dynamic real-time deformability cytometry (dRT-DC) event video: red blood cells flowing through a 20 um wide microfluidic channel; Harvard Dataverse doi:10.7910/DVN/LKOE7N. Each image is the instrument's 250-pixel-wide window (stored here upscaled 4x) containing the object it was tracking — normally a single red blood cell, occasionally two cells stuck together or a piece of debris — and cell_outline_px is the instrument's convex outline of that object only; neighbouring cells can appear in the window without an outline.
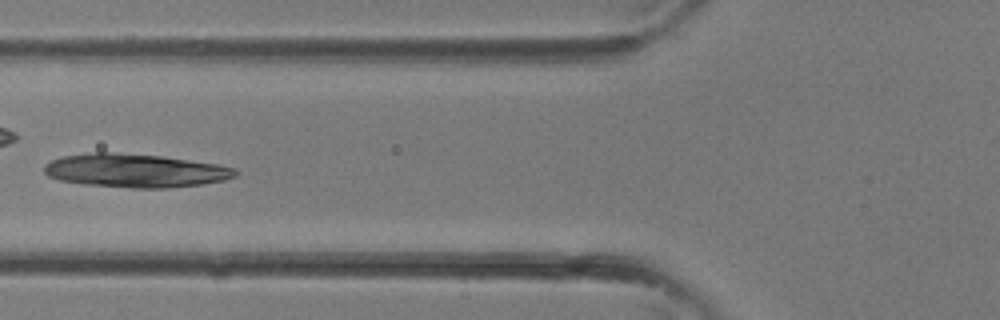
{"species": "common noctule bat (a hibernating species)", "species_latin": "Nyctalus noctula", "temperature_condition": "room temperature", "stored_images_in_passage": 12, "camera_frame_rate_fps": 3000, "um_per_image_px": 0.085, "animal": {"sex": "female"}, "frame": {"image": 1, "passage_image": 4, "time_ms": 1.0, "image_size_px": [1000, 320], "cell_outline_px": [[240, 172], [236, 176], [224, 180], [200, 184], [168, 188], [132, 188], [84, 184], [60, 180], [48, 176], [44, 172], [44, 164], [52, 160], [64, 156], [96, 152], [116, 152], [160, 156], [216, 164], [236, 168]], "centroid_in_image_um": [11.5, 14.5], "position_along_channel_um": 114.3, "area_um2": 37.22}}
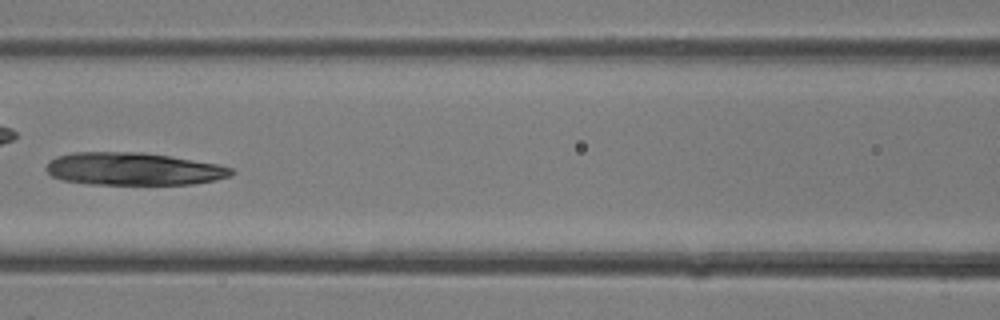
{"frame": {"image": 2, "passage_image": 6, "time_ms": 1.667, "image_size_px": [1000, 320], "cell_outline_px": [[236, 172], [232, 176], [216, 180], [192, 184], [88, 184], [60, 180], [52, 176], [44, 168], [56, 156], [72, 152], [144, 152], [172, 156], [220, 164], [232, 168]], "centroid_in_image_um": [11.38, 14.35], "position_along_channel_um": 155.2, "area_um2": 35.6}}
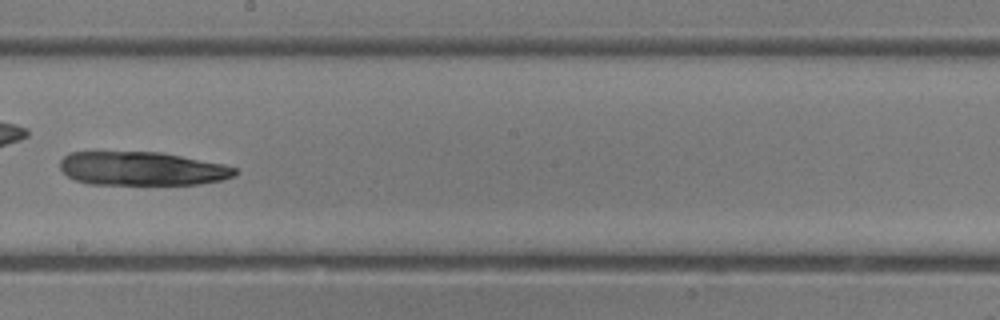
{"frame": {"image": 3, "passage_image": 10, "time_ms": 3.0, "image_size_px": [1000, 320], "cell_outline_px": [[240, 172], [236, 176], [220, 180], [200, 184], [88, 184], [76, 180], [68, 176], [60, 168], [60, 160], [68, 152], [160, 152], [224, 164], [236, 168]], "centroid_in_image_um": [12.09, 14.33], "position_along_channel_um": 236.1, "area_um2": 34.39}}